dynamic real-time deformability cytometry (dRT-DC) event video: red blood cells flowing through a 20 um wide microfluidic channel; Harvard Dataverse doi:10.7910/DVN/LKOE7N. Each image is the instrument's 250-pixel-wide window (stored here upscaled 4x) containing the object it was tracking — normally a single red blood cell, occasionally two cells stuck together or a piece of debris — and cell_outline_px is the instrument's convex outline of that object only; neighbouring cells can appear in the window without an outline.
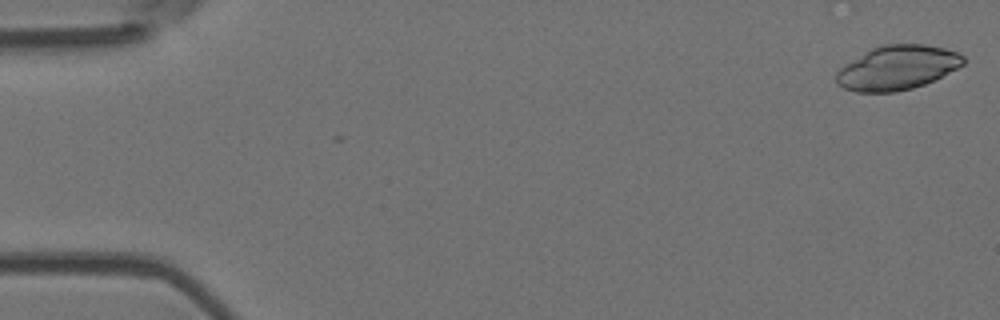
{"species": "Egyptian fruit bat (a non-hibernating species)", "species_latin": "Rousettus aegyptiacus", "temperature_condition": "room temperature", "stored_images_in_passage": 16, "camera_frame_rate_fps": 3000, "um_per_image_px": 0.085, "animal": {"sex": "female"}, "frame": {"image": 1, "passage_image": 1, "time_ms": 0.0, "image_size_px": [1000, 320], "cell_outline_px": [[964, 64], [924, 84], [912, 88], [896, 92], [856, 92], [844, 88], [836, 84], [836, 72], [844, 64], [872, 48], [884, 44], [924, 44], [944, 48], [956, 52], [964, 56]], "centroid_in_image_um": [76.23, 5.75], "position_along_channel_um": 8.8, "area_um2": 32.54}}
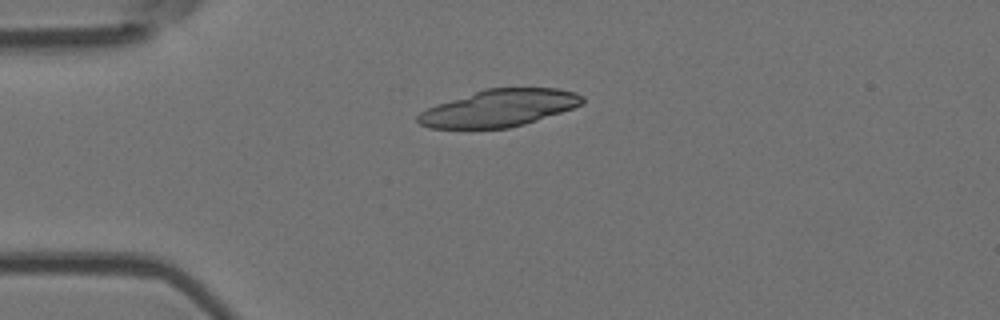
{"frame": {"image": 2, "passage_image": 13, "time_ms": 4.0, "image_size_px": [1000, 320], "cell_outline_px": [[584, 104], [524, 124], [508, 128], [428, 128], [420, 124], [416, 120], [416, 116], [420, 112], [428, 108], [488, 88], [556, 88], [576, 92], [584, 96]], "centroid_in_image_um": [42.46, 9.19], "position_along_channel_um": 42.5, "area_um2": 34.97}}